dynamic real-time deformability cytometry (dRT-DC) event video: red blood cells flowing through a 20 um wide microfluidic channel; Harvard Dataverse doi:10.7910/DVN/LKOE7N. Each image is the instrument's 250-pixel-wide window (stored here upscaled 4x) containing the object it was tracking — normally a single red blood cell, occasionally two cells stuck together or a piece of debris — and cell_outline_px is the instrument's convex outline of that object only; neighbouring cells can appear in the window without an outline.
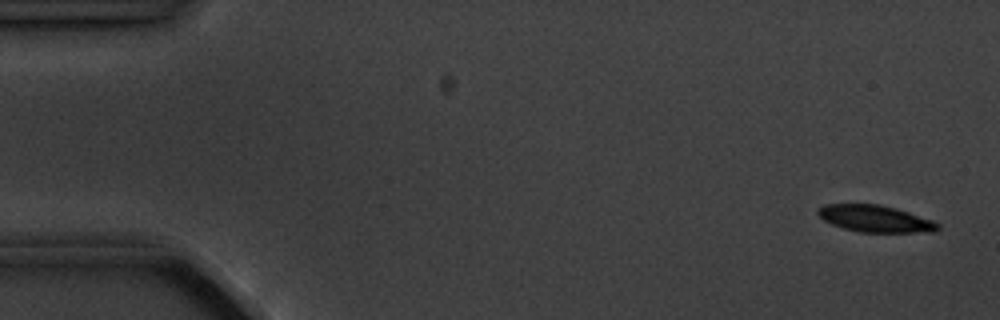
{"species": "common noctule bat (a hibernating species)", "species_latin": "Nyctalus noctula", "temperature_condition": "cold", "stored_images_in_passage": 6, "camera_frame_rate_fps": 3000, "um_per_image_px": 0.085, "animal": {"sex": "male", "body_mass_g": 20.1, "forearm_length_mm": 53.5}, "frame": {"image": 1, "passage_image": 1, "time_ms": 0.0, "image_size_px": [1000, 320], "cell_outline_px": [[940, 228], [932, 232], [860, 232], [844, 228], [832, 224], [824, 220], [816, 212], [824, 204], [880, 204], [896, 208], [932, 220], [940, 224]], "centroid_in_image_um": [74.41, 18.58], "position_along_channel_um": 10.6, "area_um2": 18.61}}